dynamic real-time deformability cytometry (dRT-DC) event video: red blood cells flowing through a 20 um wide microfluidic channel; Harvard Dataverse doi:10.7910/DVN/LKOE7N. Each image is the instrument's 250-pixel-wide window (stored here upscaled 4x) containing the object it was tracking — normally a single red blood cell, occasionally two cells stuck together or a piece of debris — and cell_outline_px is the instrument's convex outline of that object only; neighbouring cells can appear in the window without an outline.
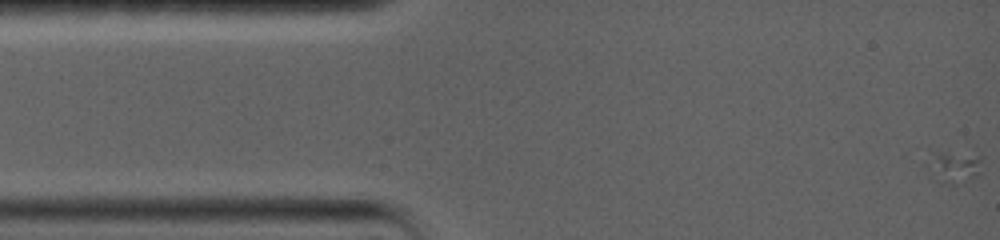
{"species": "common noctule bat (a hibernating species)", "species_latin": "Nyctalus noctula", "temperature_condition": "warm", "stored_images_in_passage": 7, "camera_frame_rate_fps": 5000, "um_per_image_px": 0.085, "animal": {"sex": "female", "body_mass_g": 19.0, "forearm_length_mm": 56.7}, "frame": {"image": 1, "passage_image": 1, "time_ms": 0.0, "image_size_px": [1000, 240], "cell_outline_px": [[980, 176], [956, 184], [940, 184], [932, 176], [920, 160], [928, 148], [980, 156]], "centroid_in_image_um": [80.85, 14.12], "position_along_channel_um": 4.2, "area_um2": 11.44}}
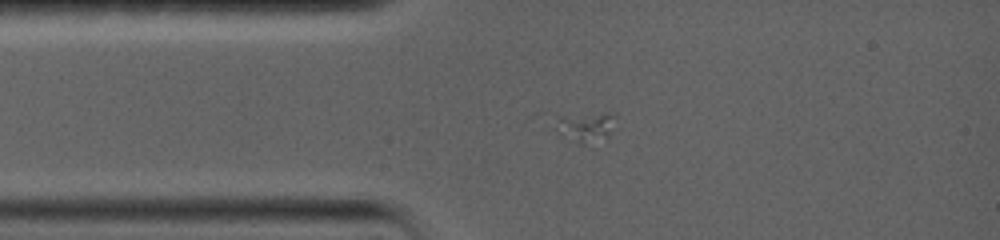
{"frame": {"image": 2, "passage_image": 7, "time_ms": 3.2, "image_size_px": [1000, 240], "cell_outline_px": [[616, 116], [608, 136], [584, 144], [580, 144], [552, 128], [556, 116], [604, 112], [616, 112]], "centroid_in_image_um": [49.74, 10.72], "position_along_channel_um": 35.3, "area_um2": 10.46}}